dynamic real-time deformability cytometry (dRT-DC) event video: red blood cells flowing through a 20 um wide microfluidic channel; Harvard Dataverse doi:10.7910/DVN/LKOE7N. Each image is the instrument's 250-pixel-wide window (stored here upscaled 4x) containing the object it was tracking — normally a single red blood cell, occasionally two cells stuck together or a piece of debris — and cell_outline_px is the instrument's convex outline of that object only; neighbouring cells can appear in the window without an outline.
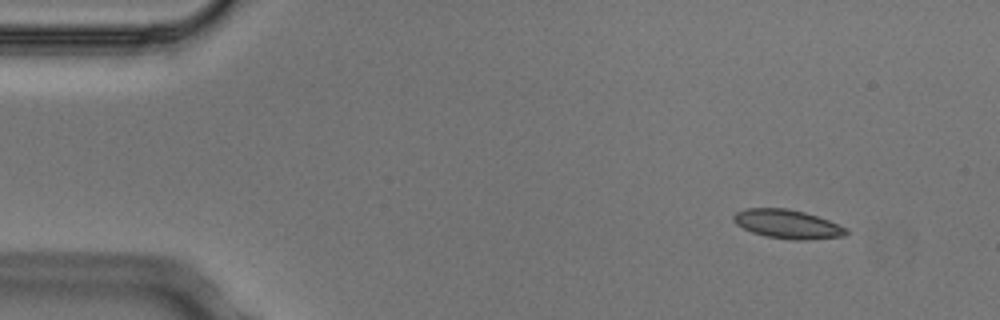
{"species": "Egyptian fruit bat (a non-hibernating species)", "species_latin": "Rousettus aegyptiacus", "temperature_condition": "cold", "stored_images_in_passage": 7, "camera_frame_rate_fps": 3000, "um_per_image_px": 0.085, "animal": {"sex": "male"}, "frame": {"image": 1, "passage_image": 1, "time_ms": 0.0, "image_size_px": [1000, 320], "cell_outline_px": [[848, 232], [844, 236], [804, 240], [792, 240], [764, 236], [752, 232], [736, 224], [732, 220], [732, 216], [736, 212], [744, 208], [788, 208], [804, 212], [828, 220], [844, 228]], "centroid_in_image_um": [66.87, 19.04], "position_along_channel_um": 18.1, "area_um2": 18.84}}
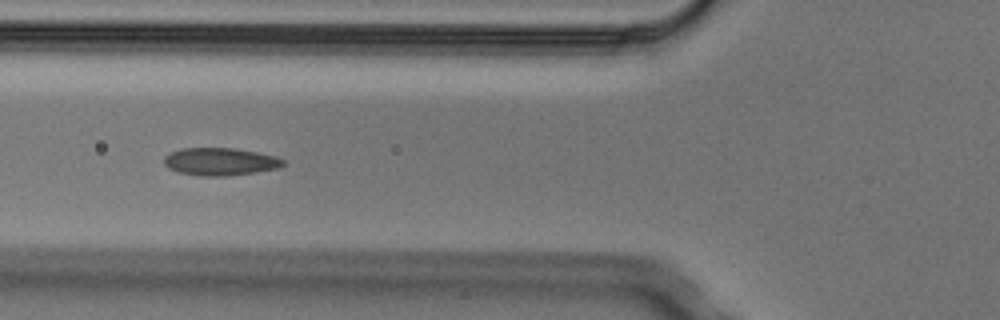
{"frame": {"image": 2, "passage_image": 5, "time_ms": 1.333, "image_size_px": [1000, 320], "cell_outline_px": [[284, 164], [280, 168], [256, 172], [228, 176], [200, 176], [176, 172], [168, 168], [164, 164], [164, 156], [180, 148], [236, 148], [276, 156], [284, 160]], "centroid_in_image_um": [18.71, 13.74], "position_along_channel_um": 107.1, "area_um2": 19.36}}
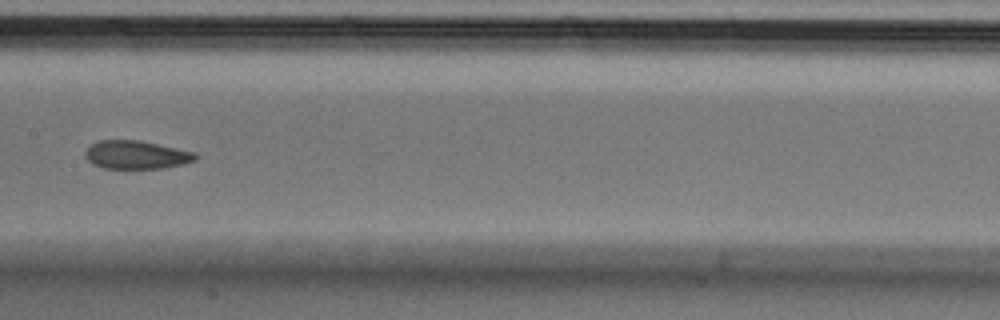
{"frame": {"image": 3, "passage_image": 7, "time_ms": 2.0, "image_size_px": [1000, 320], "cell_outline_px": [[200, 156], [196, 160], [164, 168], [104, 168], [92, 164], [84, 156], [84, 152], [92, 144], [100, 140], [136, 140], [196, 152]], "centroid_in_image_um": [11.58, 13.16], "position_along_channel_um": 195.8, "area_um2": 18.03}}